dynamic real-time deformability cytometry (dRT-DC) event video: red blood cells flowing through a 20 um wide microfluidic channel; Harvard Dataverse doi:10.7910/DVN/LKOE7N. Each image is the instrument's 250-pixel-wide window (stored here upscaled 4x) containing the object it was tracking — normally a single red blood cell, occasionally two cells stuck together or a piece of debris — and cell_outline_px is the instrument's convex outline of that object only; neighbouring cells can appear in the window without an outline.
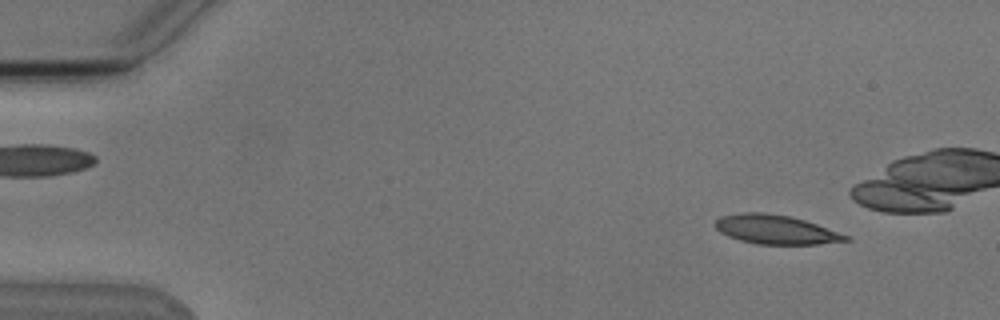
{"species": "Egyptian fruit bat (a non-hibernating species)", "species_latin": "Rousettus aegyptiacus", "temperature_condition": "cold", "stored_images_in_passage": 5, "camera_frame_rate_fps": 3000, "um_per_image_px": 0.085, "animal": {"sex": "male"}, "frame": {"image": 1, "passage_image": 1, "time_ms": 0.0, "image_size_px": [1000, 320], "cell_outline_px": [[852, 240], [816, 244], [756, 244], [740, 240], [728, 236], [720, 232], [716, 228], [716, 220], [720, 216], [744, 212], [764, 212], [788, 216], [804, 220], [816, 224], [848, 236]], "centroid_in_image_um": [65.91, 19.51], "position_along_channel_um": 19.1, "area_um2": 21.85}}